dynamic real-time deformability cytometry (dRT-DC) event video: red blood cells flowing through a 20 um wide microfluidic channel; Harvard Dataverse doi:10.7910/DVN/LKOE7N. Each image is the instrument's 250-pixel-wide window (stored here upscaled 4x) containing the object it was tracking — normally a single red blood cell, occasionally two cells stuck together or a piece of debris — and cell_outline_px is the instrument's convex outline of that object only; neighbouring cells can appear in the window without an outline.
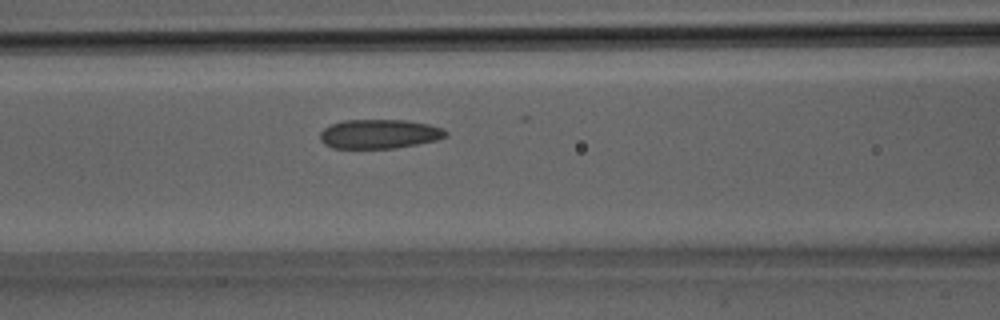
{"species": "Egyptian fruit bat (a non-hibernating species)", "species_latin": "Rousettus aegyptiacus", "temperature_condition": "room temperature", "stored_images_in_passage": 26, "camera_frame_rate_fps": 3000, "um_per_image_px": 0.085, "animal": {"sex": "male"}, "frame": {"image": 1, "passage_image": 8, "time_ms": 2.333, "image_size_px": [1000, 320], "cell_outline_px": [[448, 136], [436, 140], [396, 148], [332, 148], [324, 144], [320, 140], [320, 132], [324, 128], [332, 124], [344, 120], [404, 120], [428, 124], [444, 128], [448, 132]], "centroid_in_image_um": [32.25, 11.39], "position_along_channel_um": 134.4, "area_um2": 21.44}}
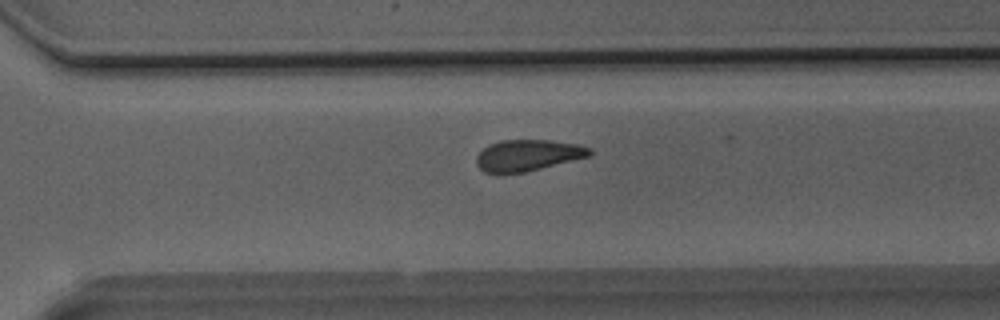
{"frame": {"image": 2, "passage_image": 17, "time_ms": 5.333, "image_size_px": [1000, 320], "cell_outline_px": [[592, 156], [524, 172], [500, 176], [484, 172], [476, 164], [476, 156], [488, 144], [500, 140], [548, 140], [580, 144], [592, 148]], "centroid_in_image_um": [44.85, 13.22], "position_along_channel_um": 325.7, "area_um2": 21.21}}
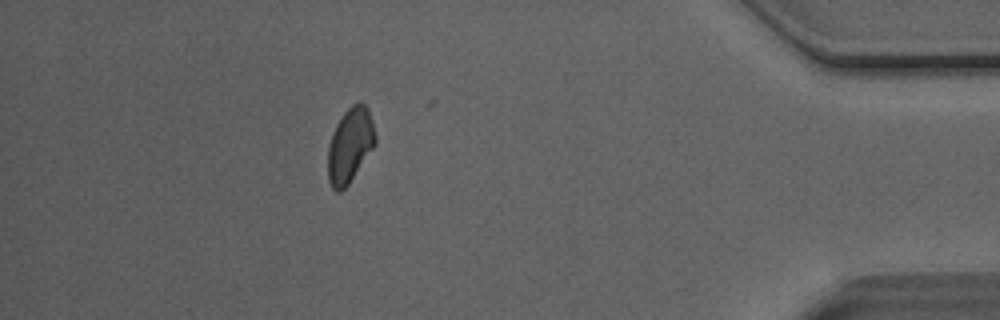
{"frame": {"image": 3, "passage_image": 23, "time_ms": 7.333, "image_size_px": [1000, 320], "cell_outline_px": [[376, 144], [348, 184], [340, 192], [336, 192], [332, 188], [328, 180], [328, 144], [332, 132], [336, 124], [344, 112], [352, 104], [360, 100], [368, 108], [372, 120], [376, 136]], "centroid_in_image_um": [29.75, 12.32], "position_along_channel_um": 405.5, "area_um2": 20.75}}